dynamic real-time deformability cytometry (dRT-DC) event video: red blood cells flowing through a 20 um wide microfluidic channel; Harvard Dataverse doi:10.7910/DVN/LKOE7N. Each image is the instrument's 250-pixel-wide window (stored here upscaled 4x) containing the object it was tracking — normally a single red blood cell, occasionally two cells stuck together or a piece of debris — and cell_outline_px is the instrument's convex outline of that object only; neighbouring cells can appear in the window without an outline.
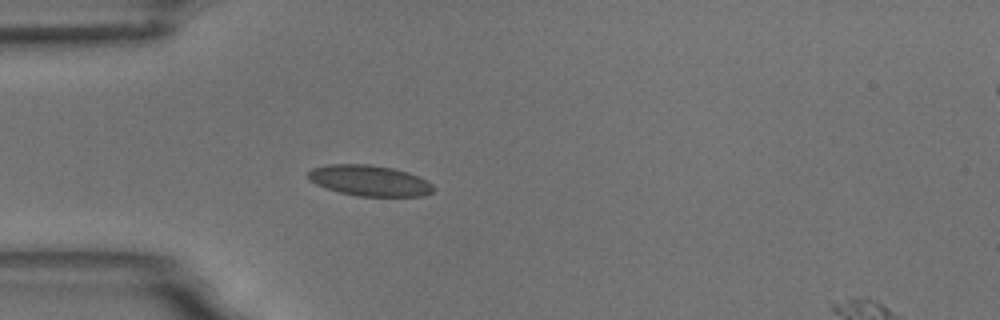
{"species": "common noctule bat (a hibernating species)", "species_latin": "Nyctalus noctula", "temperature_condition": "room temperature", "stored_images_in_passage": 39, "camera_frame_rate_fps": 3000, "um_per_image_px": 0.085, "animal": {"sex": "male", "body_mass_g": 18.8}, "frame": {"image": 1, "passage_image": 1, "time_ms": 0.0, "image_size_px": [1000, 320], "cell_outline_px": [[436, 188], [432, 192], [424, 196], [356, 196], [340, 192], [316, 184], [308, 180], [308, 172], [312, 168], [328, 164], [368, 164], [392, 168], [408, 172], [428, 180]], "centroid_in_image_um": [31.43, 15.35], "position_along_channel_um": 53.6, "area_um2": 22.54}}
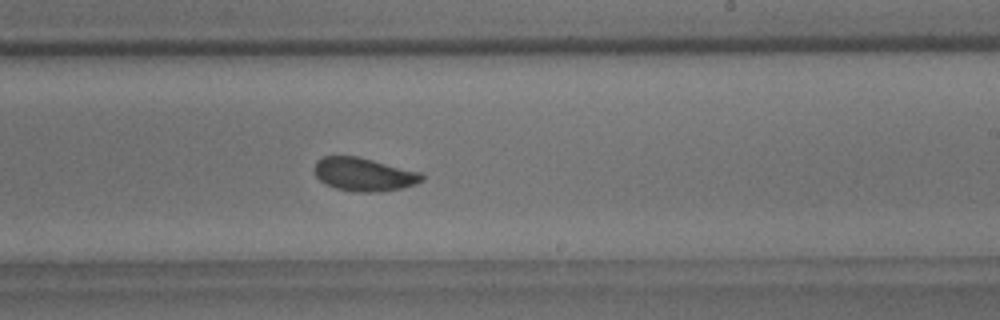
{"frame": {"image": 2, "passage_image": 18, "time_ms": 5.667, "image_size_px": [1000, 320], "cell_outline_px": [[424, 180], [416, 184], [400, 188], [380, 192], [356, 192], [336, 188], [324, 184], [316, 176], [316, 160], [324, 156], [356, 156], [424, 172]], "centroid_in_image_um": [30.98, 14.82], "position_along_channel_um": 258.0, "area_um2": 20.98}}
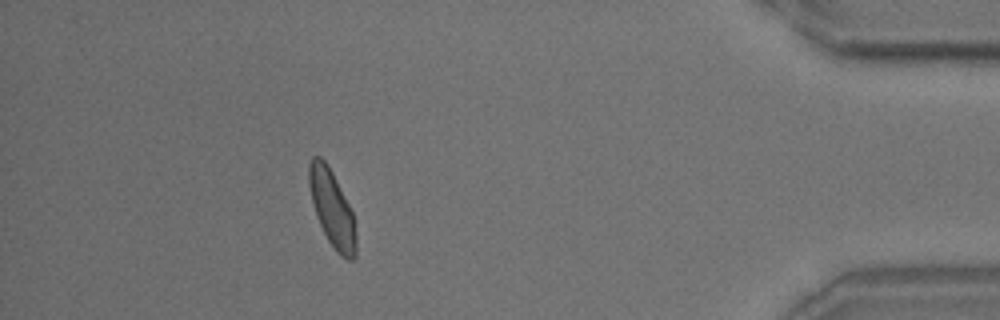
{"frame": {"image": 3, "passage_image": 34, "time_ms": 11.0, "image_size_px": [1000, 320], "cell_outline_px": [[356, 256], [352, 260], [348, 260], [340, 256], [336, 252], [328, 240], [316, 216], [312, 204], [308, 184], [308, 164], [312, 156], [320, 156], [328, 164], [352, 212], [356, 232]], "centroid_in_image_um": [28.2, 17.72], "position_along_channel_um": 407.0, "area_um2": 20.98}, "authors_computed_cell_mechanics": {"area_um2": 20.9814, "velocity_mm_per_s": 3.7372, "shape_relaxation_time_tau1_ms": 3.7094, "shape_relaxation_time_tau2_ms": 0.9618, "deformation_change_tau1": 0.0995, "deformation_change_tau2": 0.0565}}